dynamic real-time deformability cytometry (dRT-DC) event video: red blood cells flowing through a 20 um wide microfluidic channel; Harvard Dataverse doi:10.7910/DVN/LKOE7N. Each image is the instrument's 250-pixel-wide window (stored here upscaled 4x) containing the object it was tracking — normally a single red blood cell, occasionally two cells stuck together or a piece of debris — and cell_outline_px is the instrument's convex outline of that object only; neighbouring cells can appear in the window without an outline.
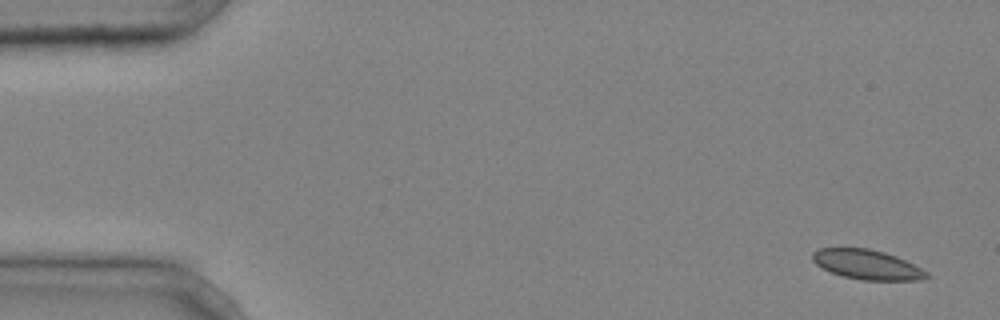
{"species": "common noctule bat (a hibernating species)", "species_latin": "Nyctalus noctula", "temperature_condition": "cold", "stored_images_in_passage": 5, "camera_frame_rate_fps": 3000, "um_per_image_px": 0.085, "animal": {"sex": "male", "body_mass_g": 20.4}, "frame": {"image": 1, "passage_image": 1, "time_ms": 0.0, "image_size_px": [1000, 320], "cell_outline_px": [[928, 276], [920, 280], [860, 280], [844, 276], [832, 272], [816, 264], [812, 260], [812, 252], [820, 248], [868, 248], [884, 252], [896, 256], [928, 272]], "centroid_in_image_um": [73.68, 22.48], "position_along_channel_um": 11.3, "area_um2": 19.48}}
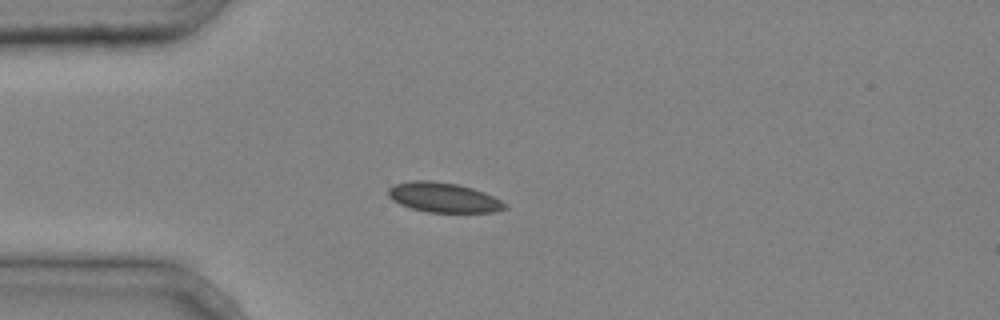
{"frame": {"image": 2, "passage_image": 3, "time_ms": 0.667, "image_size_px": [1000, 320], "cell_outline_px": [[508, 208], [496, 212], [428, 212], [412, 208], [400, 204], [392, 200], [388, 196], [388, 188], [396, 184], [412, 180], [432, 180], [456, 184], [472, 188], [484, 192], [508, 204]], "centroid_in_image_um": [37.71, 16.78], "position_along_channel_um": 47.3, "area_um2": 20.23}}